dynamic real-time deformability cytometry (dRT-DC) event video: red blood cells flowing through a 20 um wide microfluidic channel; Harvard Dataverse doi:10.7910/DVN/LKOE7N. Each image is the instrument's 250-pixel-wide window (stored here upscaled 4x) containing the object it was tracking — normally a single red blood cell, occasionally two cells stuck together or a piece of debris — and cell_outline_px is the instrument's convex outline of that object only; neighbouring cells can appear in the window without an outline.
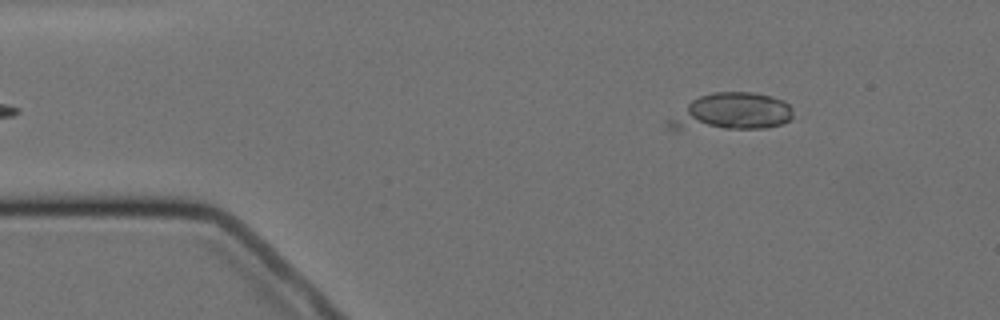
{"species": "Egyptian fruit bat (a non-hibernating species)", "species_latin": "Rousettus aegyptiacus", "temperature_condition": "cold", "stored_images_in_passage": 7, "camera_frame_rate_fps": 3000, "um_per_image_px": 0.085, "animal": {"sex": "female"}, "frame": {"image": 1, "passage_image": 4, "time_ms": 3.333, "image_size_px": [1000, 320], "cell_outline_px": [[792, 116], [788, 120], [780, 124], [764, 128], [668, 128], [664, 124], [664, 120], [692, 100], [700, 96], [712, 92], [752, 92], [772, 96], [784, 100], [792, 108]], "centroid_in_image_um": [62.14, 9.49], "position_along_channel_um": 22.9, "area_um2": 26.7}}